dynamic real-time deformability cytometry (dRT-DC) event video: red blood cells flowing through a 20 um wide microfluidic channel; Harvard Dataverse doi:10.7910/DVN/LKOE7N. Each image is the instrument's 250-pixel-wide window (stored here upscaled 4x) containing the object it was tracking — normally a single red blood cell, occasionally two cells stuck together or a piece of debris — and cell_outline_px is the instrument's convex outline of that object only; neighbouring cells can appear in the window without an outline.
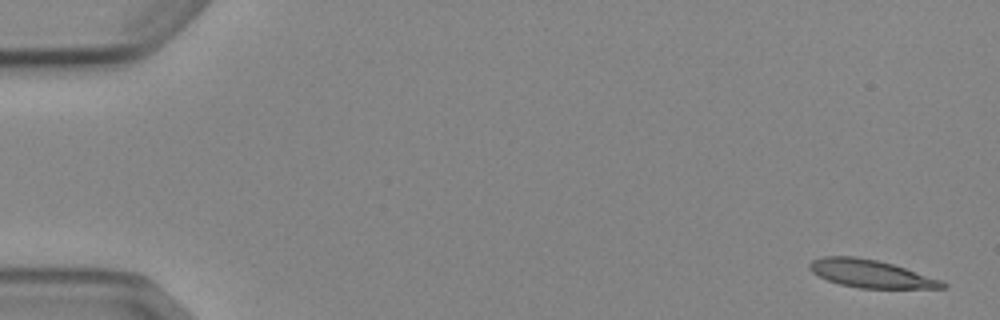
{"species": "Egyptian fruit bat (a non-hibernating species)", "species_latin": "Rousettus aegyptiacus", "temperature_condition": "cold", "stored_images_in_passage": 5, "segment_of_instrument_passage": [1, 2], "camera_frame_rate_fps": 3000, "um_per_image_px": 0.085, "animal": {"sex": "female"}, "frame": {"image": 1, "passage_image": 1, "time_ms": 0.0, "image_size_px": [1000, 320], "cell_outline_px": [[948, 288], [860, 288], [840, 284], [828, 280], [812, 272], [808, 268], [808, 264], [812, 260], [824, 256], [856, 256], [876, 260], [892, 264], [944, 280], [948, 284]], "centroid_in_image_um": [74.05, 23.26], "position_along_channel_um": 11.0, "area_um2": 21.56}}